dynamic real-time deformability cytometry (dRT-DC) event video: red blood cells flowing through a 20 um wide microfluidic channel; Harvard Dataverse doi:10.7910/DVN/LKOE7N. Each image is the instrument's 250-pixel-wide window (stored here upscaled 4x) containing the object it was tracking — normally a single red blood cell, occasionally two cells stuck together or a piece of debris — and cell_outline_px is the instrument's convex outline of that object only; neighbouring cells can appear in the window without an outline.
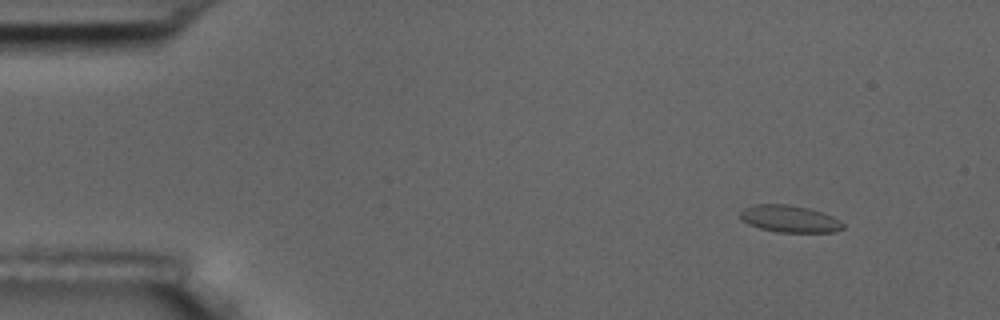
{"species": "common noctule bat (a hibernating species)", "species_latin": "Nyctalus noctula", "temperature_condition": "room temperature", "stored_images_in_passage": 4, "camera_frame_rate_fps": 3000, "um_per_image_px": 0.085, "animal": {"sex": "male", "body_mass_g": 17.5, "forearm_length_mm": 52.3}, "frame": {"image": 1, "passage_image": 1, "time_ms": 0.0, "image_size_px": [1000, 320], "cell_outline_px": [[844, 228], [836, 232], [776, 232], [760, 228], [748, 224], [740, 216], [740, 212], [744, 208], [752, 204], [788, 204], [808, 208], [832, 216], [840, 220], [844, 224]], "centroid_in_image_um": [67.12, 18.6], "position_along_channel_um": 17.9, "area_um2": 16.18}}
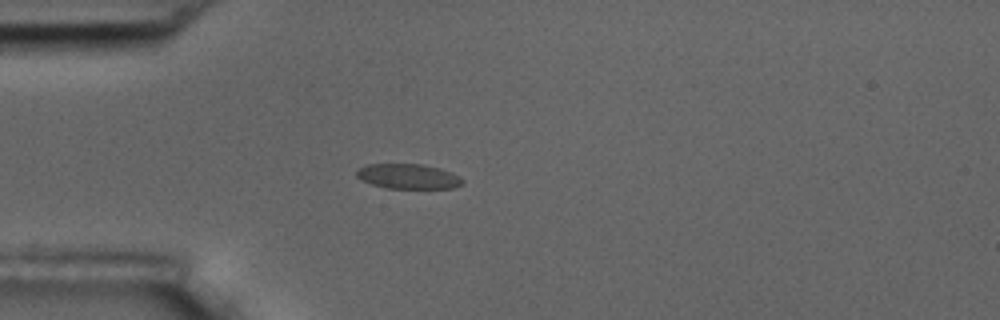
{"frame": {"image": 2, "passage_image": 4, "time_ms": 3.333, "image_size_px": [1000, 320], "cell_outline_px": [[464, 184], [452, 188], [384, 188], [372, 184], [356, 176], [356, 172], [360, 168], [368, 164], [424, 164], [440, 168], [452, 172], [460, 176], [464, 180]], "centroid_in_image_um": [34.76, 14.99], "position_along_channel_um": 50.2, "area_um2": 15.43}}